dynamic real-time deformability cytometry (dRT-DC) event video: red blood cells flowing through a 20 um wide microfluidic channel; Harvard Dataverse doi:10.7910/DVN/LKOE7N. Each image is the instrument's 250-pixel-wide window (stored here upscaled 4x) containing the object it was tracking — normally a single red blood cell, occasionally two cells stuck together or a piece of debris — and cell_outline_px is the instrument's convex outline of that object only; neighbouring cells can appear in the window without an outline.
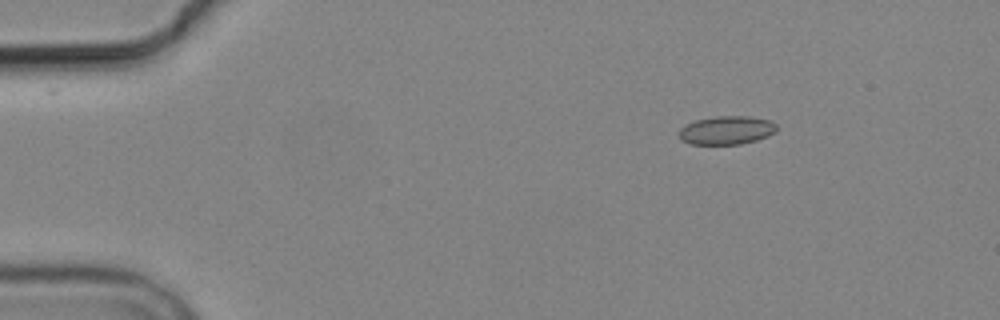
{"species": "common noctule bat (a hibernating species)", "species_latin": "Nyctalus noctula", "temperature_condition": "cold", "stored_images_in_passage": 6, "camera_frame_rate_fps": 3000, "um_per_image_px": 0.085, "animal": {"sex": "male", "body_mass_g": 19.2, "forearm_length_mm": 51.8}, "frame": {"image": 1, "passage_image": 2, "time_ms": 1.0, "image_size_px": [1000, 320], "cell_outline_px": [[776, 132], [768, 136], [756, 140], [740, 144], [692, 144], [680, 140], [680, 128], [696, 120], [716, 116], [748, 116], [768, 120], [776, 124]], "centroid_in_image_um": [61.77, 11.07], "position_along_channel_um": 23.2, "area_um2": 16.07}}
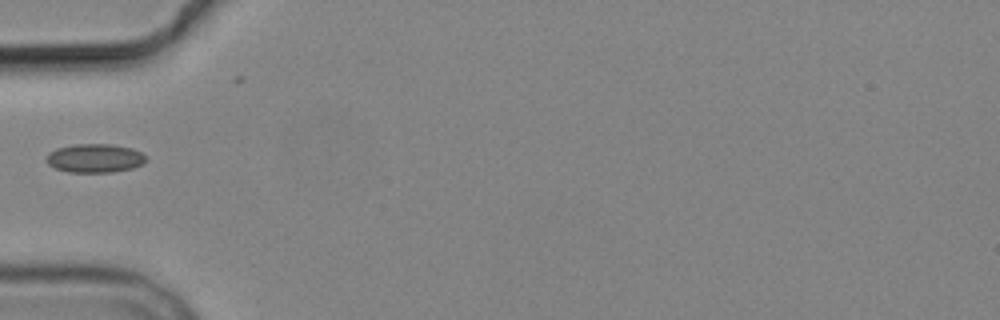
{"frame": {"image": 2, "passage_image": 5, "time_ms": 4.667, "image_size_px": [1000, 320], "cell_outline_px": [[148, 156], [140, 164], [132, 168], [112, 172], [68, 172], [56, 168], [48, 164], [44, 160], [56, 148], [76, 144], [112, 144], [132, 148]], "centroid_in_image_um": [8.06, 13.44], "position_along_channel_um": 76.9, "area_um2": 16.53}}
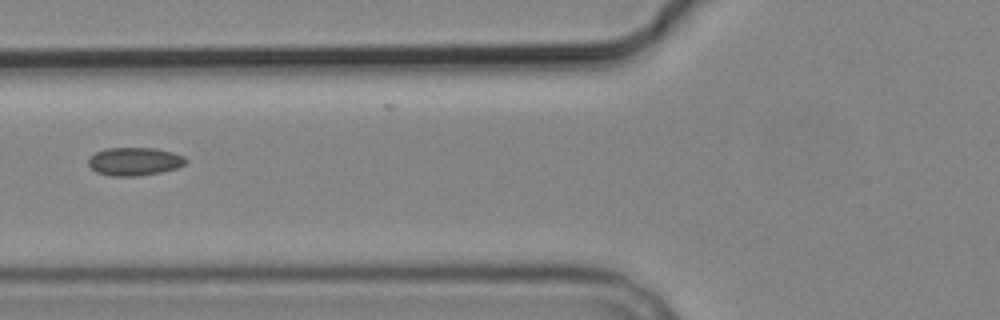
{"frame": {"image": 3, "passage_image": 6, "time_ms": 5.667, "image_size_px": [1000, 320], "cell_outline_px": [[188, 160], [184, 164], [176, 168], [160, 172], [136, 176], [112, 176], [96, 172], [88, 164], [88, 156], [104, 148], [156, 148], [172, 152], [184, 156]], "centroid_in_image_um": [11.41, 13.71], "position_along_channel_um": 114.4, "area_um2": 16.01}}